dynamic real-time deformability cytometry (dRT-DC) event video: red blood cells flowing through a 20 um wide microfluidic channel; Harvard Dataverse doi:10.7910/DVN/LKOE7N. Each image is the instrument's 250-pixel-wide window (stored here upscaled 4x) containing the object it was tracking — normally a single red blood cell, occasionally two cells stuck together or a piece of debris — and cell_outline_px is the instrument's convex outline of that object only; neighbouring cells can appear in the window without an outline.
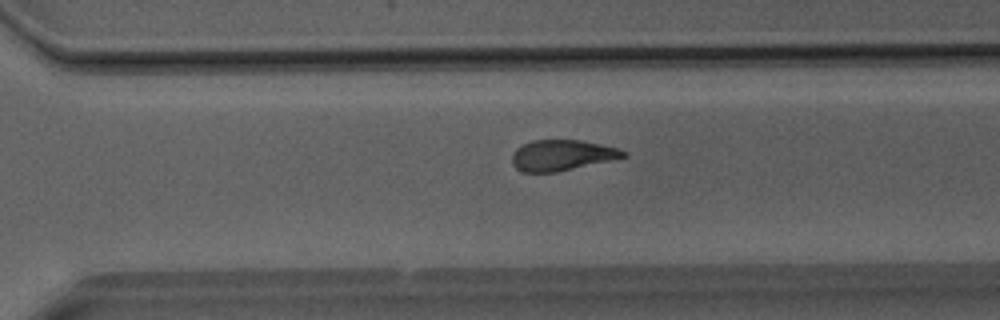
{"species": "Egyptian fruit bat (a non-hibernating species)", "species_latin": "Rousettus aegyptiacus", "temperature_condition": "room temperature", "stored_images_in_passage": 40, "camera_frame_rate_fps": 3000, "um_per_image_px": 0.085, "animal": {"sex": "male"}, "frame": {"image": 1, "passage_image": 28, "time_ms": 9.0, "image_size_px": [1000, 320], "cell_outline_px": [[628, 156], [556, 172], [524, 172], [516, 168], [512, 164], [512, 152], [516, 148], [532, 140], [580, 140], [600, 144], [616, 148], [628, 152]], "centroid_in_image_um": [47.74, 13.19], "position_along_channel_um": 322.9, "area_um2": 19.77}}
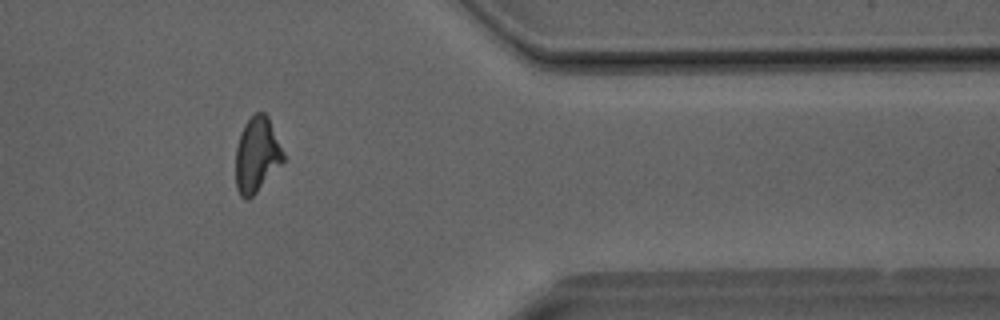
{"frame": {"image": 2, "passage_image": 33, "time_ms": 10.667, "image_size_px": [1000, 320], "cell_outline_px": [[284, 160], [256, 192], [248, 200], [244, 200], [240, 196], [236, 188], [236, 148], [240, 132], [244, 124], [256, 112], [264, 112], [268, 116], [284, 152]], "centroid_in_image_um": [21.81, 13.15], "position_along_channel_um": 389.6, "area_um2": 20.75}}
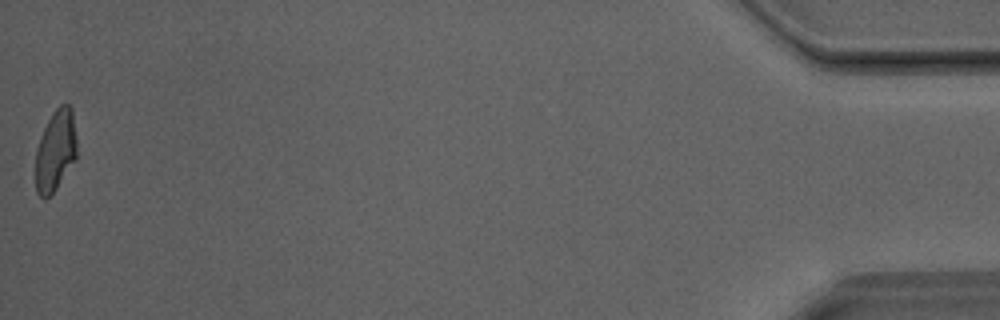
{"frame": {"image": 3, "passage_image": 40, "time_ms": 13.0, "image_size_px": [1000, 320], "cell_outline_px": [[76, 160], [56, 188], [44, 200], [36, 192], [36, 148], [40, 136], [52, 112], [60, 104], [68, 104], [72, 108], [76, 136]], "centroid_in_image_um": [4.72, 12.78], "position_along_channel_um": 430.5, "area_um2": 19.59}}